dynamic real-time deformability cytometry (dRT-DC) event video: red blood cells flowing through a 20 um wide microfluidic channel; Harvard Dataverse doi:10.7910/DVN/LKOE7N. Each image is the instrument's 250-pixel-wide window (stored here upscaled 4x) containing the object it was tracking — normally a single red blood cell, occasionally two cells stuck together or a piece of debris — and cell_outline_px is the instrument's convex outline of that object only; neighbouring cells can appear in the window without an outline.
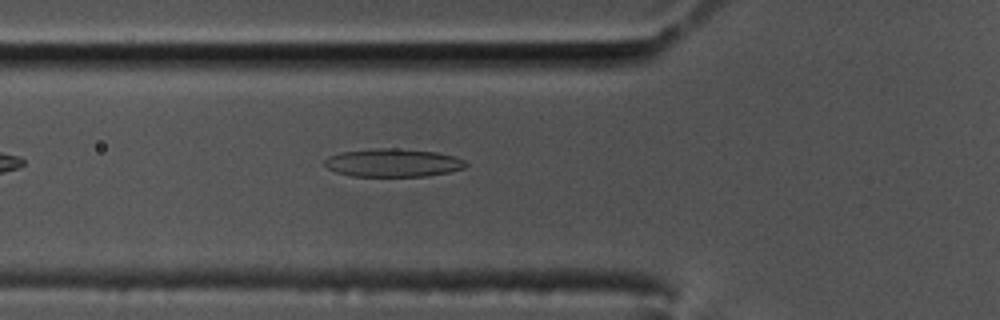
{"species": "common noctule bat (a hibernating species)", "species_latin": "Nyctalus noctula", "temperature_condition": "cold", "stored_images_in_passage": 41, "camera_frame_rate_fps": 3000, "um_per_image_px": 0.085, "animal": {"sex": "male", "body_mass_g": 17.5, "forearm_length_mm": 52.3}, "frame": {"image": 1, "passage_image": 4, "time_ms": 1.0, "image_size_px": [1000, 320], "cell_outline_px": [[468, 164], [464, 168], [448, 172], [428, 176], [352, 176], [336, 172], [328, 168], [324, 164], [324, 160], [328, 156], [340, 152], [372, 148], [396, 148], [436, 152], [456, 156], [464, 160]], "centroid_in_image_um": [33.4, 13.83], "position_along_channel_um": 92.4, "area_um2": 23.29}}
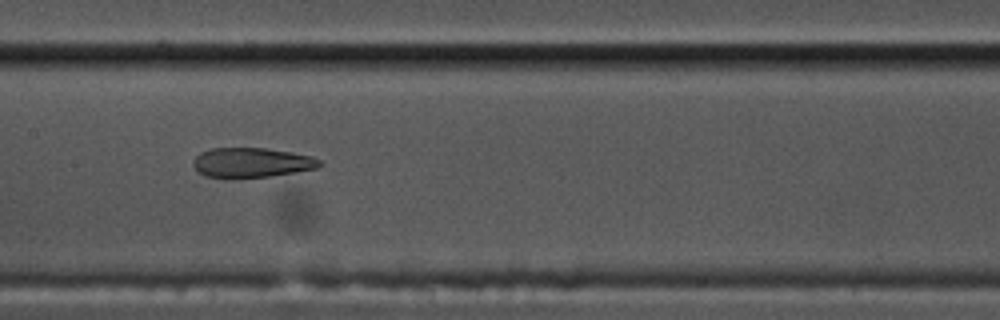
{"frame": {"image": 2, "passage_image": 12, "time_ms": 3.667, "image_size_px": [1000, 320], "cell_outline_px": [[324, 164], [316, 168], [296, 172], [268, 176], [204, 176], [192, 164], [192, 160], [200, 152], [212, 148], [268, 148], [292, 152], [312, 156], [320, 160]], "centroid_in_image_um": [21.43, 13.78], "position_along_channel_um": 186.0, "area_um2": 21.5}}
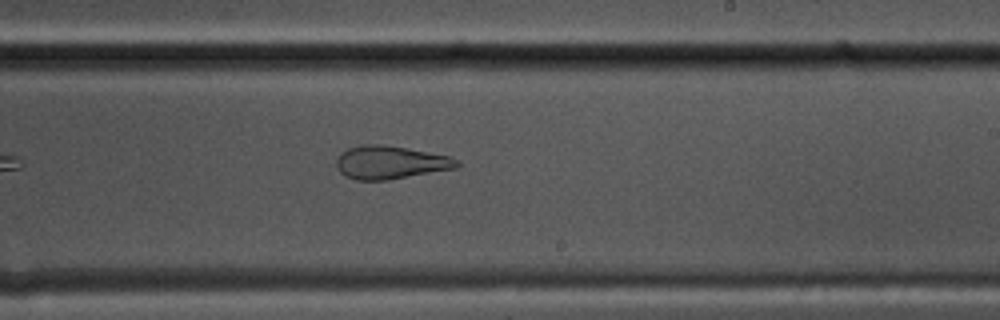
{"frame": {"image": 3, "passage_image": 18, "time_ms": 5.667, "image_size_px": [1000, 320], "cell_outline_px": [[460, 164], [456, 168], [388, 180], [356, 180], [344, 176], [340, 172], [336, 164], [336, 160], [340, 152], [348, 148], [360, 144], [380, 144], [408, 148], [448, 156], [460, 160]], "centroid_in_image_um": [33.15, 13.8], "position_along_channel_um": 255.8, "area_um2": 23.41}, "authors_computed_cell_mechanics": {"area_um2": 24.9696, "velocity_mm_per_s": 3.5058, "shape_relaxation_time_tau1_ms": null, "shape_relaxation_time_tau2_ms": 1.9241, "deformation_change_tau1": null, "deformation_change_tau2": 0.0961}}